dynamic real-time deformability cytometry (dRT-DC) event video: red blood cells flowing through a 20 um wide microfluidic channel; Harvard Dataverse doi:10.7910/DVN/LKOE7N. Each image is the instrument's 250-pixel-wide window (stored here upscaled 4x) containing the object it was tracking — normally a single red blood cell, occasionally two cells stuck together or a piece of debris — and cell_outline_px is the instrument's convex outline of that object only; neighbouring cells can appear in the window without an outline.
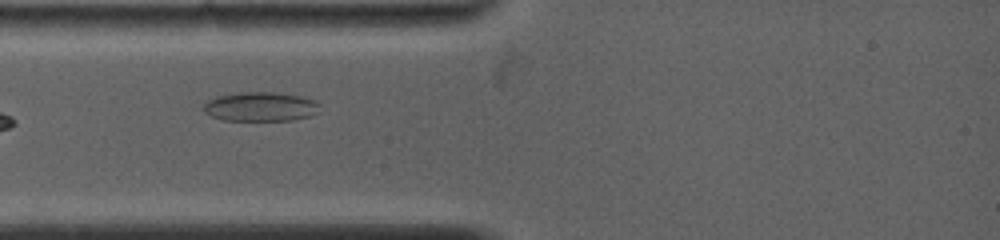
{"species": "common noctule bat (a hibernating species)", "species_latin": "Nyctalus noctula", "temperature_condition": "warm", "stored_images_in_passage": 20, "camera_frame_rate_fps": 5000, "um_per_image_px": 0.085, "animal": {"sex": "female", "body_mass_g": 19.0, "forearm_length_mm": 53.3}, "frame": {"image": 1, "passage_image": 3, "time_ms": 0.8, "image_size_px": [1000, 240], "cell_outline_px": [[320, 104], [316, 112], [312, 116], [292, 120], [220, 120], [204, 112], [204, 104], [208, 100], [216, 96], [240, 92], [272, 92], [300, 96], [316, 100]], "centroid_in_image_um": [22.14, 9.06], "position_along_channel_um": 62.9, "area_um2": 19.83}}
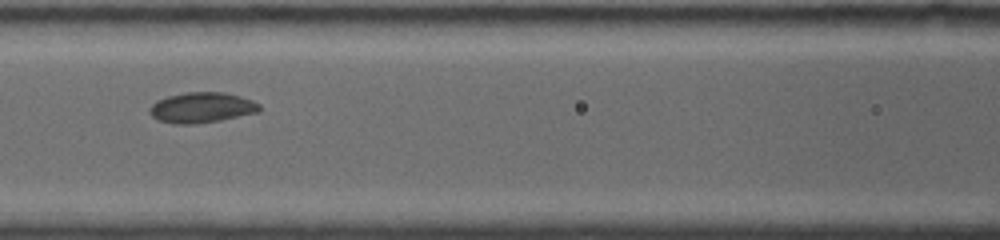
{"frame": {"image": 2, "passage_image": 8, "time_ms": 3.0, "image_size_px": [1000, 240], "cell_outline_px": [[260, 112], [220, 120], [192, 124], [172, 124], [156, 120], [148, 112], [148, 108], [156, 100], [168, 96], [184, 92], [224, 92], [240, 96], [252, 100], [260, 104]], "centroid_in_image_um": [17.11, 9.14], "position_along_channel_um": 149.5, "area_um2": 19.71}}
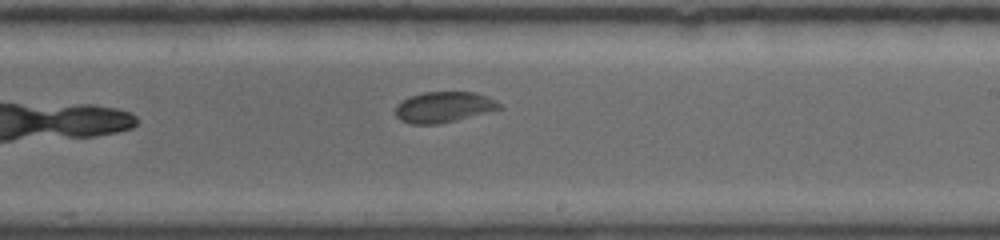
{"frame": {"image": 3, "passage_image": 14, "time_ms": 5.6, "image_size_px": [1000, 240], "cell_outline_px": [[500, 108], [488, 112], [456, 120], [436, 124], [408, 124], [400, 120], [396, 116], [396, 104], [408, 96], [424, 92], [476, 92], [496, 100], [500, 104]], "centroid_in_image_um": [37.67, 9.1], "position_along_channel_um": 251.3, "area_um2": 18.61}}